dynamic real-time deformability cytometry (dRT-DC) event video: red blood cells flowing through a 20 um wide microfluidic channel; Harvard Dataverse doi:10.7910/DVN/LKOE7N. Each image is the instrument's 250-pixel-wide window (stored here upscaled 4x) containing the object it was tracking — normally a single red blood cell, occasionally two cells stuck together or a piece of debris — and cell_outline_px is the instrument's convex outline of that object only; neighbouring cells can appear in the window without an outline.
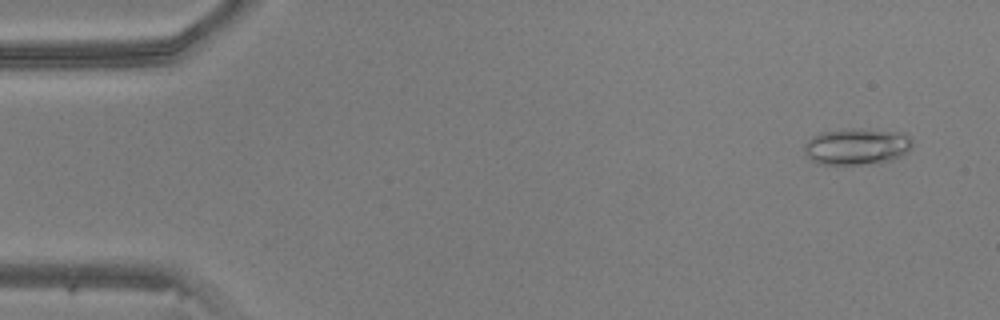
{"species": "common noctule bat (a hibernating species)", "species_latin": "Nyctalus noctula", "temperature_condition": "warm", "stored_images_in_passage": 48, "camera_frame_rate_fps": 3000, "um_per_image_px": 0.085, "animal": {"sex": "male", "body_mass_g": 20.5, "forearm_length_mm": 52.5}, "frame": {"image": 1, "passage_image": 3, "time_ms": 0.667, "image_size_px": [1000, 320], "cell_outline_px": [[912, 148], [908, 152], [892, 160], [880, 164], [820, 164], [812, 160], [804, 152], [804, 144], [812, 136], [820, 132], [904, 132], [912, 140]], "centroid_in_image_um": [72.85, 12.53], "position_along_channel_um": 12.2, "area_um2": 22.08}}
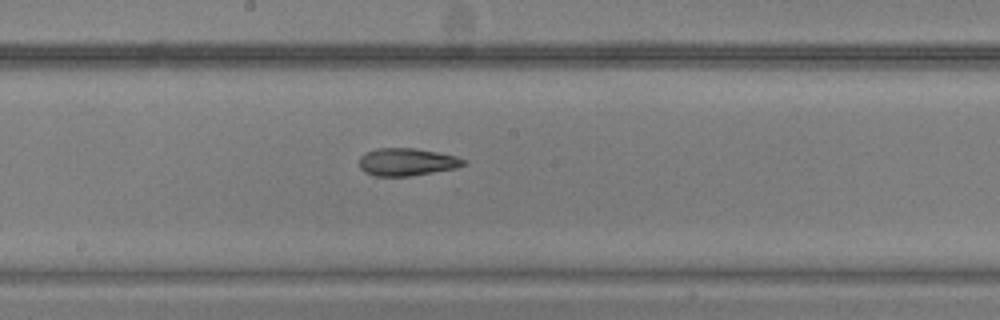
{"frame": {"image": 2, "passage_image": 26, "time_ms": 8.333, "image_size_px": [1000, 320], "cell_outline_px": [[468, 164], [456, 168], [408, 176], [376, 176], [364, 172], [360, 168], [360, 156], [364, 152], [376, 148], [412, 148], [436, 152], [456, 156], [464, 160]], "centroid_in_image_um": [34.55, 13.76], "position_along_channel_um": 213.6, "area_um2": 16.7}}
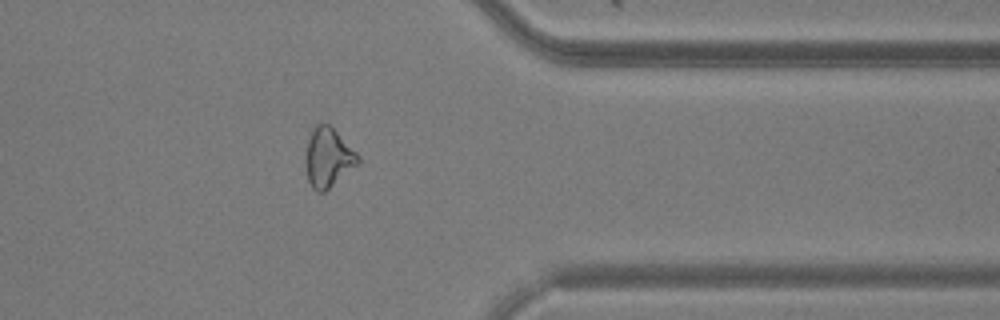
{"frame": {"image": 3, "passage_image": 39, "time_ms": 12.667, "image_size_px": [1000, 320], "cell_outline_px": [[360, 164], [324, 192], [316, 192], [312, 188], [308, 180], [304, 164], [304, 156], [308, 140], [316, 124], [328, 124], [360, 156]], "centroid_in_image_um": [27.88, 13.44], "position_along_channel_um": 383.5, "area_um2": 18.15}}